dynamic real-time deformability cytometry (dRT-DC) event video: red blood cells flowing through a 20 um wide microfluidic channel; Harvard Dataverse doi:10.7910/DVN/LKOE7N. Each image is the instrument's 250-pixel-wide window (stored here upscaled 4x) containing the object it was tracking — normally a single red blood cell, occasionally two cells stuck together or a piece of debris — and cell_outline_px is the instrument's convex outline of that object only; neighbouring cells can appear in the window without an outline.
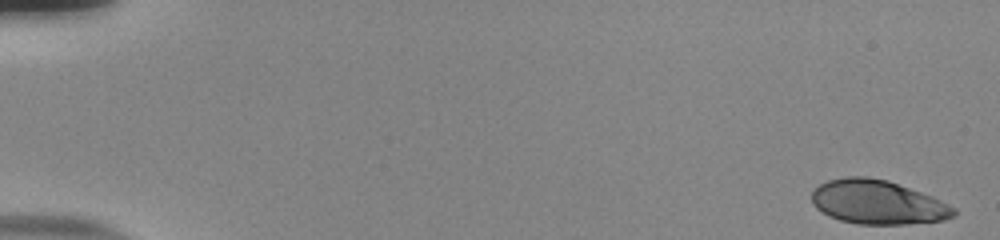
{"species": "human", "species_latin": "Homo sapiens", "temperature_condition": "room temperature", "stored_images_in_passage": 54, "camera_frame_rate_fps": 3000, "um_per_image_px": 0.085, "donor": {"sex": "male"}, "frame": {"image": 1, "passage_image": 1, "time_ms": 0.0, "image_size_px": [1000, 240], "cell_outline_px": [[956, 216], [944, 220], [908, 224], [856, 224], [840, 220], [828, 216], [816, 208], [812, 204], [812, 192], [820, 184], [828, 180], [848, 176], [868, 176], [888, 180], [932, 196], [956, 208]], "centroid_in_image_um": [74.6, 17.19], "position_along_channel_um": 10.4, "area_um2": 36.65}}
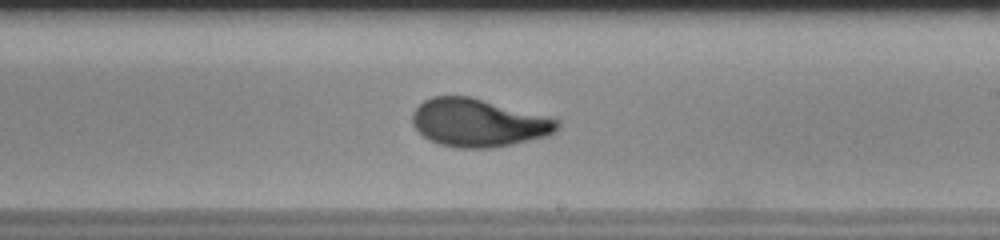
{"frame": {"image": 2, "passage_image": 33, "time_ms": 10.667, "image_size_px": [1000, 240], "cell_outline_px": [[560, 124], [556, 132], [548, 136], [512, 144], [492, 148], [456, 148], [440, 144], [424, 136], [412, 124], [412, 112], [424, 100], [432, 96], [472, 96], [560, 120]], "centroid_in_image_um": [40.67, 10.43], "position_along_channel_um": 248.3, "area_um2": 40.52}}
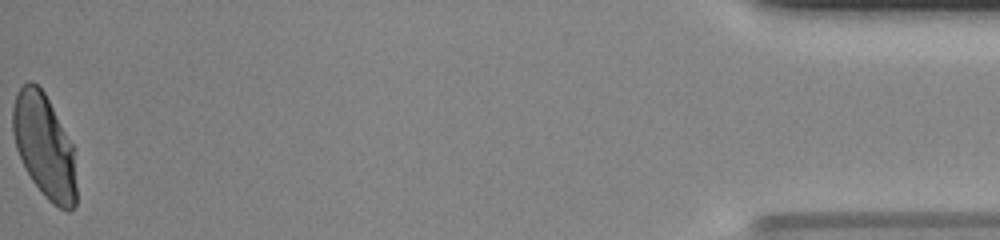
{"frame": {"image": 3, "passage_image": 54, "time_ms": 17.667, "image_size_px": [1000, 240], "cell_outline_px": [[76, 204], [68, 212], [52, 204], [44, 196], [32, 180], [16, 148], [12, 132], [12, 108], [16, 92], [28, 80], [32, 80], [44, 92], [72, 144], [76, 184]], "centroid_in_image_um": [3.75, 12.42], "position_along_channel_um": 431.5, "area_um2": 38.21}, "authors_computed_cell_mechanics": {"area_um2": 39.4774, "velocity_mm_per_s": 3.8534, "shape_relaxation_time_tau1_ms": 4.9699, "shape_relaxation_time_tau2_ms": null, "deformation_change_tau1": 0.2227, "deformation_change_tau2": null}}